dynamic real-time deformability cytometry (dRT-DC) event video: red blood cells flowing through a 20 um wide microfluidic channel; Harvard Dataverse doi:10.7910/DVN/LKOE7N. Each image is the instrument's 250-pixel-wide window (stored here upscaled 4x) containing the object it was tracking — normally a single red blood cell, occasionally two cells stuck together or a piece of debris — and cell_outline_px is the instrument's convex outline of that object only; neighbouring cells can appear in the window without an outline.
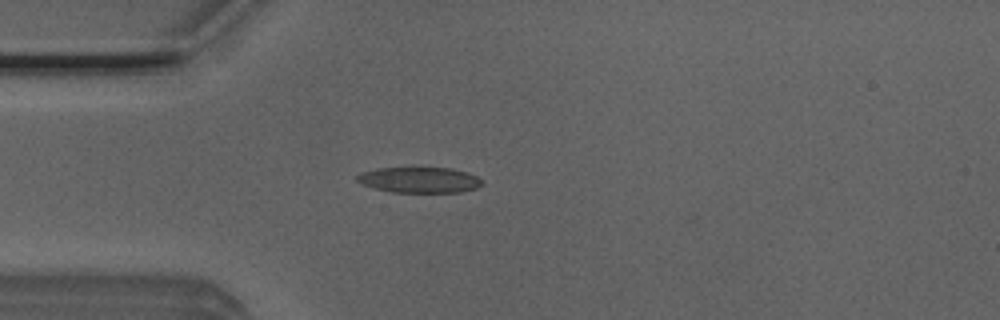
{"species": "Egyptian fruit bat (a non-hibernating species)", "species_latin": "Rousettus aegyptiacus", "temperature_condition": "room temperature", "stored_images_in_passage": 3, "camera_frame_rate_fps": 3000, "um_per_image_px": 0.085, "animal": {"sex": "male"}, "frame": {"image": 1, "passage_image": 3, "time_ms": 0.667, "image_size_px": [1000, 320], "cell_outline_px": [[484, 184], [476, 188], [460, 192], [392, 192], [360, 184], [356, 180], [356, 176], [360, 172], [380, 168], [452, 168], [468, 172], [484, 180]], "centroid_in_image_um": [35.67, 15.29], "position_along_channel_um": 49.3, "area_um2": 18.79}}